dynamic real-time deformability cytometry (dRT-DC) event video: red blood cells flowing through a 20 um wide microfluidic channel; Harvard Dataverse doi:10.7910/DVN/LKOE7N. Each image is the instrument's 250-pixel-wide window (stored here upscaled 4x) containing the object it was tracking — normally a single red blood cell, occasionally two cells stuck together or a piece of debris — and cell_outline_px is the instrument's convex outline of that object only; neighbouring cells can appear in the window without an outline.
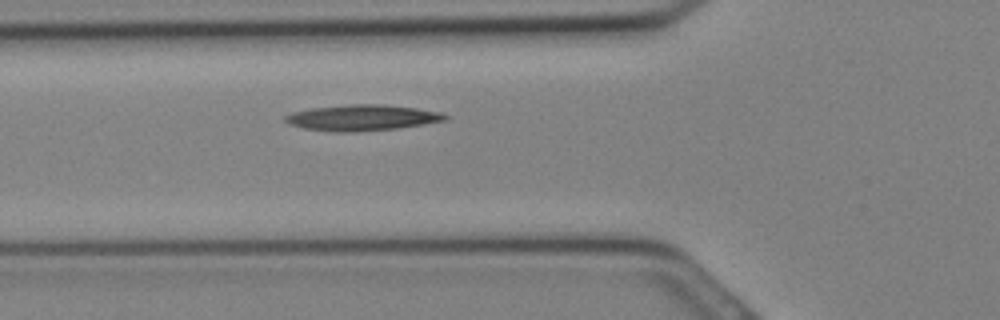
{"species": "Egyptian fruit bat (a non-hibernating species)", "species_latin": "Rousettus aegyptiacus", "temperature_condition": "cold", "stored_images_in_passage": 5, "camera_frame_rate_fps": 3000, "um_per_image_px": 0.085, "animal": {"sex": "female"}, "frame": {"image": 1, "passage_image": 3, "time_ms": 0.667, "image_size_px": [1000, 320], "cell_outline_px": [[448, 120], [400, 128], [356, 132], [336, 132], [304, 128], [288, 124], [284, 120], [284, 116], [292, 112], [312, 108], [348, 104], [384, 104], [416, 108], [440, 112], [448, 116]], "centroid_in_image_um": [30.78, 10.0], "position_along_channel_um": 95.0, "area_um2": 24.28}}
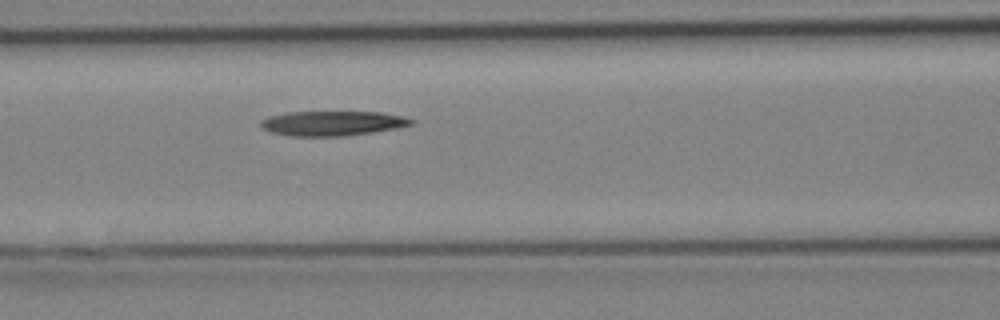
{"frame": {"image": 2, "passage_image": 5, "time_ms": 1.333, "image_size_px": [1000, 320], "cell_outline_px": [[416, 120], [412, 124], [396, 128], [372, 132], [340, 136], [288, 136], [272, 132], [264, 128], [260, 124], [260, 120], [268, 116], [288, 112], [380, 112], [400, 116]], "centroid_in_image_um": [28.22, 10.48], "position_along_channel_um": 138.4, "area_um2": 21.5}}